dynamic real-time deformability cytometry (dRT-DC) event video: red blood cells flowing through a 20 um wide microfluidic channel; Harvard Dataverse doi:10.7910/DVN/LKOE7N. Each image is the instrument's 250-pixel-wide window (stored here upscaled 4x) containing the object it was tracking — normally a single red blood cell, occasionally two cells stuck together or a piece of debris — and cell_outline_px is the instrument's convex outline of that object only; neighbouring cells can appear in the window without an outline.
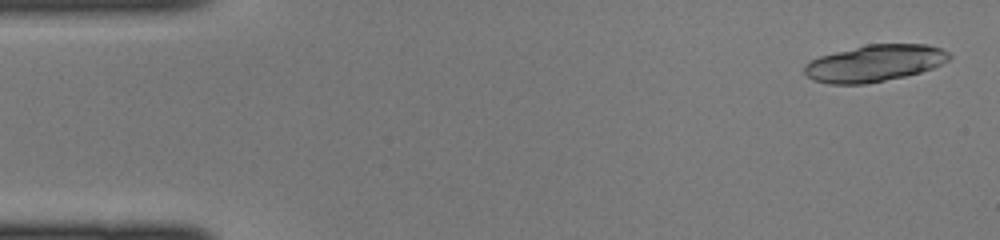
{"species": "common noctule bat (a hibernating species)", "species_latin": "Nyctalus noctula", "temperature_condition": "cold", "stored_images_in_passage": 15, "camera_frame_rate_fps": 3000, "um_per_image_px": 0.085, "animal": {"sex": "female", "body_mass_g": 22.0, "forearm_length_mm": 56.7}, "frame": {"image": 1, "passage_image": 2, "time_ms": 0.333, "image_size_px": [1000, 240], "cell_outline_px": [[952, 56], [948, 60], [932, 68], [920, 72], [904, 76], [864, 84], [828, 84], [812, 80], [804, 72], [804, 64], [820, 56], [868, 44], [928, 44], [940, 48], [948, 52]], "centroid_in_image_um": [74.33, 5.37], "position_along_channel_um": 10.7, "area_um2": 30.75}}